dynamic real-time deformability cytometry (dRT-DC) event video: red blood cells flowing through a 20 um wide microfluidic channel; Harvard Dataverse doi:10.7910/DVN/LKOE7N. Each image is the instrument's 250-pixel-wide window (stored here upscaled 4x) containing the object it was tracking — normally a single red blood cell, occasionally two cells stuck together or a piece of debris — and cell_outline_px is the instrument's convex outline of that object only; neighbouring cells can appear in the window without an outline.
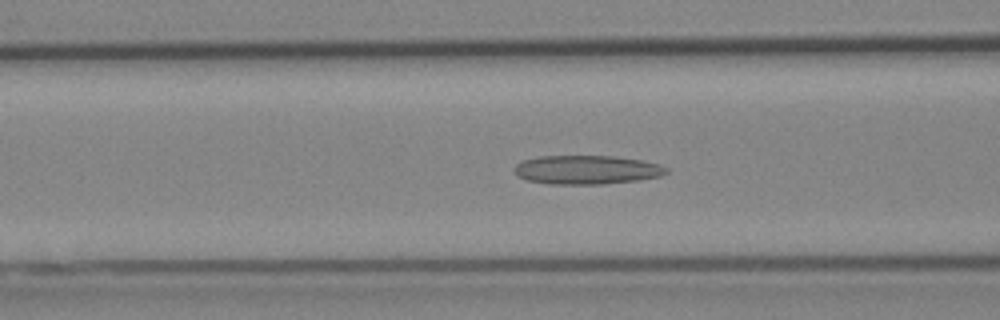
{"species": "Egyptian fruit bat (a non-hibernating species)", "species_latin": "Rousettus aegyptiacus", "temperature_condition": "cold", "stored_images_in_passage": 51, "camera_frame_rate_fps": 3000, "um_per_image_px": 0.085, "animal": {"sex": "female"}, "frame": {"image": 1, "passage_image": 20, "time_ms": 6.333, "image_size_px": [1000, 320], "cell_outline_px": [[668, 172], [660, 176], [640, 180], [604, 184], [548, 184], [528, 180], [520, 176], [512, 168], [520, 160], [540, 156], [612, 156], [640, 160], [656, 164], [668, 168]], "centroid_in_image_um": [49.84, 14.43], "position_along_channel_um": 116.8, "area_um2": 25.55}}
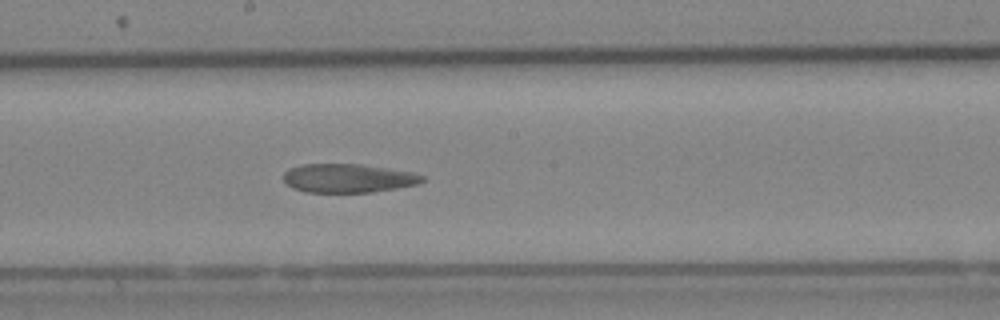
{"frame": {"image": 2, "passage_image": 28, "time_ms": 9.0, "image_size_px": [1000, 320], "cell_outline_px": [[424, 180], [416, 184], [396, 188], [372, 192], [304, 192], [292, 188], [284, 180], [284, 172], [288, 168], [304, 164], [360, 164], [412, 172], [424, 176]], "centroid_in_image_um": [29.55, 15.14], "position_along_channel_um": 218.6, "area_um2": 23.12}}
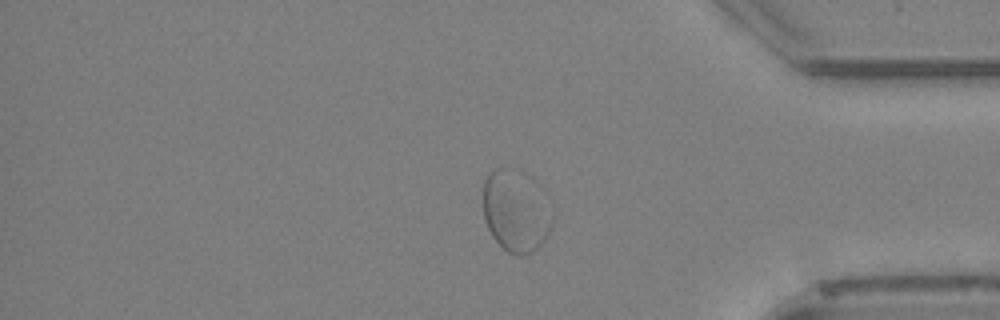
{"frame": {"image": 3, "passage_image": 43, "time_ms": 14.0, "image_size_px": [1000, 320], "cell_outline_px": [[552, 224], [544, 240], [528, 256], [516, 256], [508, 252], [492, 236], [484, 220], [484, 180], [488, 172], [500, 168], [504, 168], [552, 216]], "centroid_in_image_um": [43.67, 18.21], "position_along_channel_um": 391.5, "area_um2": 29.07}, "authors_computed_cell_mechanics": {"area_um2": 27.455, "velocity_mm_per_s": 3.8391, "shape_relaxation_time_tau1_ms": null, "shape_relaxation_time_tau2_ms": 2.6811, "deformation_change_tau1": null, "deformation_change_tau2": 0.0507}}